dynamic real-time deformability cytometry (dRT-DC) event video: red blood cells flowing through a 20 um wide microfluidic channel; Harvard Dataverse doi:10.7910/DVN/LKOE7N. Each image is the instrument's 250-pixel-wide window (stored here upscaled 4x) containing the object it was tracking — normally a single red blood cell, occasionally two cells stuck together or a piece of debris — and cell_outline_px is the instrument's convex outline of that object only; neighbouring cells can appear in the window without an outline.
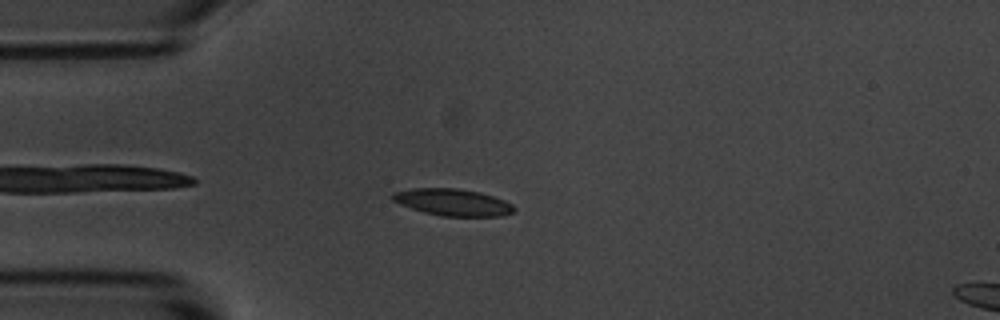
{"species": "common noctule bat (a hibernating species)", "species_latin": "Nyctalus noctula", "temperature_condition": "room temperature", "stored_images_in_passage": 17, "camera_frame_rate_fps": 3000, "um_per_image_px": 0.085, "animal": {"sex": "male", "body_mass_g": 20.1, "forearm_length_mm": 53.5}, "frame": {"image": 1, "passage_image": 2, "time_ms": 0.333, "image_size_px": [1000, 320], "cell_outline_px": [[516, 208], [512, 212], [504, 216], [440, 216], [424, 212], [400, 204], [392, 200], [392, 192], [416, 188], [456, 188], [480, 192], [504, 200], [512, 204]], "centroid_in_image_um": [38.5, 17.19], "position_along_channel_um": 46.5, "area_um2": 18.96}}
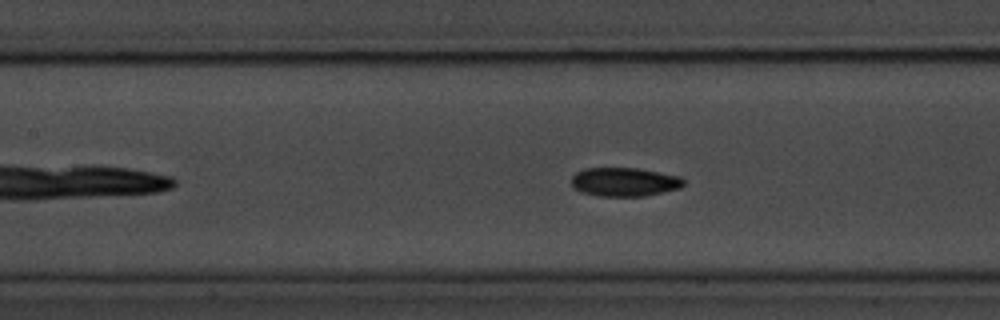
{"frame": {"image": 2, "passage_image": 12, "time_ms": 3.667, "image_size_px": [1000, 320], "cell_outline_px": [[684, 184], [680, 188], [664, 192], [644, 196], [596, 196], [580, 192], [572, 188], [572, 176], [576, 172], [584, 168], [636, 168], [680, 176], [684, 180]], "centroid_in_image_um": [53.04, 15.47], "position_along_channel_um": 154.4, "area_um2": 18.96}}
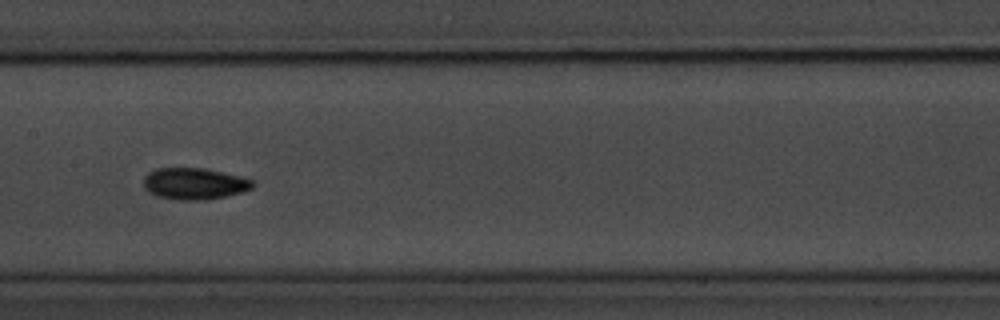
{"frame": {"image": 3, "passage_image": 15, "time_ms": 4.667, "image_size_px": [1000, 320], "cell_outline_px": [[256, 184], [252, 188], [240, 192], [224, 196], [204, 200], [180, 200], [156, 196], [148, 192], [144, 188], [144, 176], [148, 172], [156, 168], [204, 168], [224, 172], [240, 176], [252, 180]], "centroid_in_image_um": [16.49, 15.6], "position_along_channel_um": 190.9, "area_um2": 20.11}}